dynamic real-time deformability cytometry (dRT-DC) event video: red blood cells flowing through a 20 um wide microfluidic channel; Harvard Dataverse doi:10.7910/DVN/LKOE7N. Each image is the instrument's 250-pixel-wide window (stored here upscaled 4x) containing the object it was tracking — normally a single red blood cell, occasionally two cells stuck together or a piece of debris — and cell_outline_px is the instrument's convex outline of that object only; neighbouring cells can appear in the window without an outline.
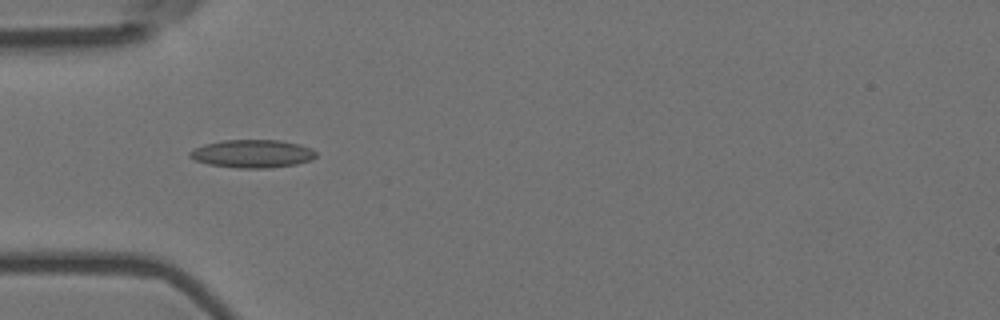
{"species": "Egyptian fruit bat (a non-hibernating species)", "species_latin": "Rousettus aegyptiacus", "temperature_condition": "room temperature", "stored_images_in_passage": 5, "camera_frame_rate_fps": 3000, "um_per_image_px": 0.085, "animal": {"sex": "female"}, "frame": {"image": 1, "passage_image": 4, "time_ms": 1.0, "image_size_px": [1000, 320], "cell_outline_px": [[316, 156], [312, 160], [296, 164], [268, 168], [240, 168], [208, 164], [196, 160], [188, 156], [188, 152], [204, 144], [224, 140], [280, 140], [300, 144], [312, 148], [316, 152]], "centroid_in_image_um": [21.48, 13.06], "position_along_channel_um": 63.5, "area_um2": 20.63}}
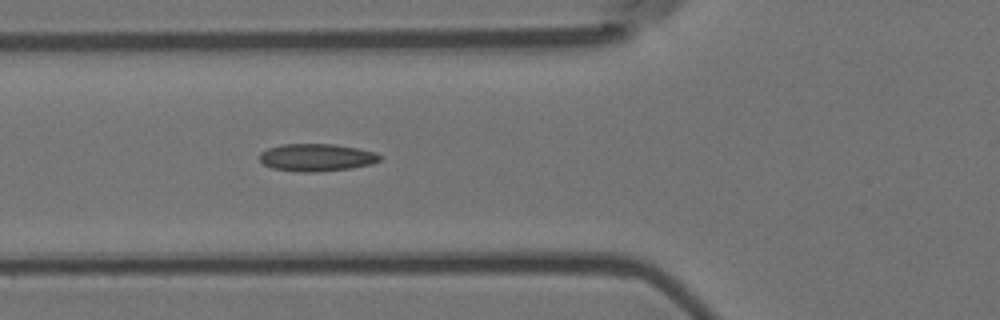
{"frame": {"image": 2, "passage_image": 5, "time_ms": 1.333, "image_size_px": [1000, 320], "cell_outline_px": [[380, 160], [372, 164], [352, 168], [312, 172], [304, 172], [272, 168], [264, 164], [260, 160], [260, 152], [268, 148], [280, 144], [336, 144], [360, 148], [376, 152], [380, 156]], "centroid_in_image_um": [26.93, 13.37], "position_along_channel_um": 98.9, "area_um2": 19.31}}